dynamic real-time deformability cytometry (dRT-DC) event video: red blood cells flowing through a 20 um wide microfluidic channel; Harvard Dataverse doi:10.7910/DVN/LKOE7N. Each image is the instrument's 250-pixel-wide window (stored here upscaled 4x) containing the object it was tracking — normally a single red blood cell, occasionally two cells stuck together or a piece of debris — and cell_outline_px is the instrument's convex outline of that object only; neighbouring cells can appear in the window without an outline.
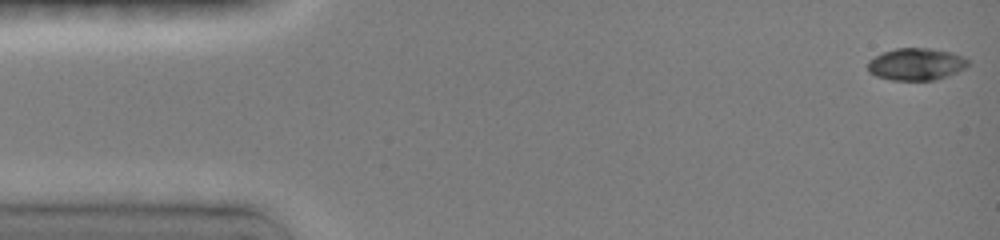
{"species": "common noctule bat (a hibernating species)", "species_latin": "Nyctalus noctula", "temperature_condition": "room temperature", "stored_images_in_passage": 61, "camera_frame_rate_fps": 3000, "um_per_image_px": 0.085, "animal": {"sex": "female", "body_mass_g": 19.0, "forearm_length_mm": 51.5}, "frame": {"image": 1, "passage_image": 1, "time_ms": 0.0, "image_size_px": [1000, 240], "cell_outline_px": [[968, 64], [964, 68], [956, 72], [932, 80], [892, 80], [876, 76], [868, 72], [868, 60], [884, 52], [896, 48], [928, 48], [952, 52], [964, 56], [968, 60]], "centroid_in_image_um": [77.85, 5.45], "position_along_channel_um": 7.1, "area_um2": 18.61}}
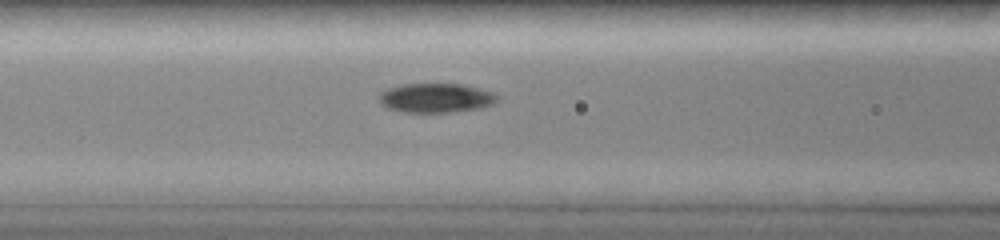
{"frame": {"image": 2, "passage_image": 19, "time_ms": 6.0, "image_size_px": [1000, 240], "cell_outline_px": [[496, 100], [492, 104], [480, 108], [452, 112], [404, 112], [388, 108], [380, 104], [380, 96], [388, 88], [404, 84], [460, 84], [492, 92], [496, 96]], "centroid_in_image_um": [37.03, 8.33], "position_along_channel_um": 129.6, "area_um2": 19.77}}
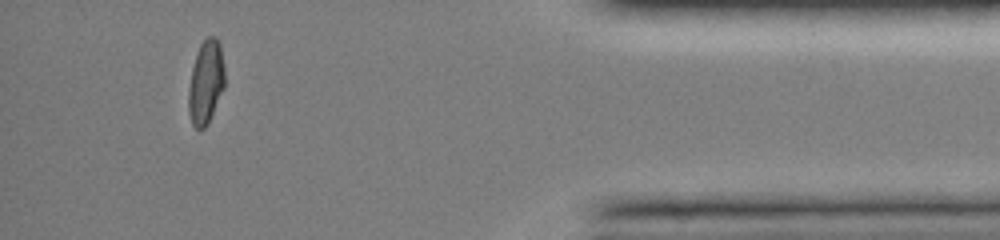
{"frame": {"image": 3, "passage_image": 57, "time_ms": 14.0, "image_size_px": [1000, 240], "cell_outline_px": [[224, 88], [208, 124], [200, 132], [192, 124], [188, 112], [188, 88], [192, 68], [196, 52], [200, 44], [208, 36], [216, 36], [220, 44], [224, 64]], "centroid_in_image_um": [17.49, 7.0], "position_along_channel_um": 417.7, "area_um2": 17.98}, "authors_computed_cell_mechanics": {"area_um2": 19.4208, "velocity_mm_per_s": 4.0608, "shape_relaxation_time_tau1_ms": 3.139, "shape_relaxation_time_tau2_ms": null, "deformation_change_tau1": 0.1638, "deformation_change_tau2": null}}